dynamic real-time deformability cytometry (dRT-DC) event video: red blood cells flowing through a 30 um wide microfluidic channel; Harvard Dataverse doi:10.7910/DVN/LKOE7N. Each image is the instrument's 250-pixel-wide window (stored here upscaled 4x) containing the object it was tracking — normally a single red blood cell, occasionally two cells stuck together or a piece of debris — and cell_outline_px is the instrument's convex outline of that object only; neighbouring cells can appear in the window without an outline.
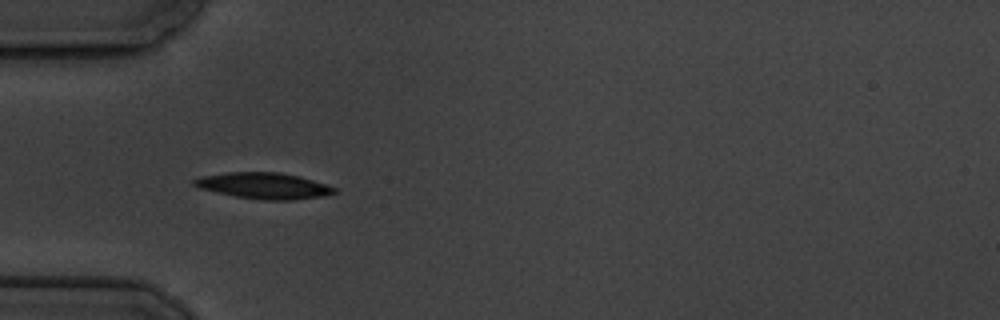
{"species": "common noctule bat (a hibernating species)", "species_latin": "Nyctalus noctula", "temperature_condition": "cold", "stored_images_in_passage": 7, "camera_frame_rate_fps": 3000, "um_per_image_px": 0.085, "animal": {"sex": "male", "body_mass_g": 19.5, "forearm_length_mm": 54.6}, "frame": {"image": 1, "passage_image": 5, "time_ms": 4.667, "image_size_px": [1000, 320], "cell_outline_px": [[336, 192], [324, 196], [292, 200], [264, 200], [236, 196], [216, 192], [200, 188], [192, 184], [192, 180], [200, 176], [228, 172], [280, 172], [300, 176], [336, 188]], "centroid_in_image_um": [22.41, 15.78], "position_along_channel_um": 62.6, "area_um2": 21.27}}
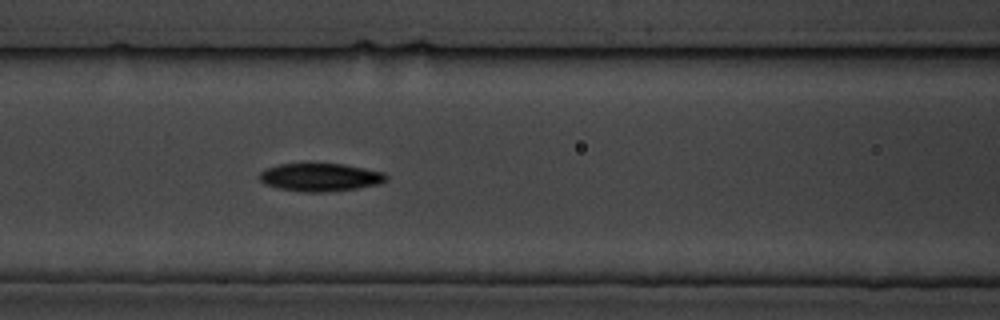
{"frame": {"image": 2, "passage_image": 7, "time_ms": 7.0, "image_size_px": [1000, 320], "cell_outline_px": [[388, 180], [380, 184], [356, 188], [324, 192], [304, 192], [280, 188], [264, 184], [260, 180], [260, 172], [264, 168], [280, 164], [344, 164], [384, 172], [388, 176]], "centroid_in_image_um": [27.24, 15.06], "position_along_channel_um": 139.4, "area_um2": 20.63}}